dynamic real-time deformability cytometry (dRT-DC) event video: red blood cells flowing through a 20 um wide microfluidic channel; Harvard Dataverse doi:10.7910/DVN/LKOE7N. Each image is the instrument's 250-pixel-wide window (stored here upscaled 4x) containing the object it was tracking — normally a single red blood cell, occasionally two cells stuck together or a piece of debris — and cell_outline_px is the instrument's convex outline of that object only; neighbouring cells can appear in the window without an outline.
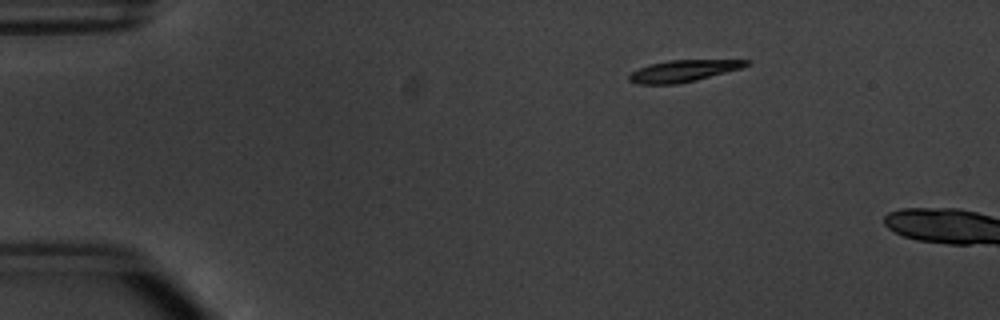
{"species": "common noctule bat (a hibernating species)", "species_latin": "Nyctalus noctula", "temperature_condition": "warm", "stored_images_in_passage": 4, "camera_frame_rate_fps": 3000, "um_per_image_px": 0.085, "animal": {"sex": "male", "body_mass_g": 20.1, "forearm_length_mm": 53.5}, "frame": {"image": 1, "passage_image": 1, "time_ms": 0.0, "image_size_px": [1000, 320], "cell_outline_px": [[752, 60], [748, 64], [740, 68], [696, 80], [676, 84], [636, 84], [628, 80], [628, 76], [632, 72], [640, 68], [652, 64], [668, 60]], "centroid_in_image_um": [58.04, 6.03], "position_along_channel_um": 27.0, "area_um2": 14.51}}